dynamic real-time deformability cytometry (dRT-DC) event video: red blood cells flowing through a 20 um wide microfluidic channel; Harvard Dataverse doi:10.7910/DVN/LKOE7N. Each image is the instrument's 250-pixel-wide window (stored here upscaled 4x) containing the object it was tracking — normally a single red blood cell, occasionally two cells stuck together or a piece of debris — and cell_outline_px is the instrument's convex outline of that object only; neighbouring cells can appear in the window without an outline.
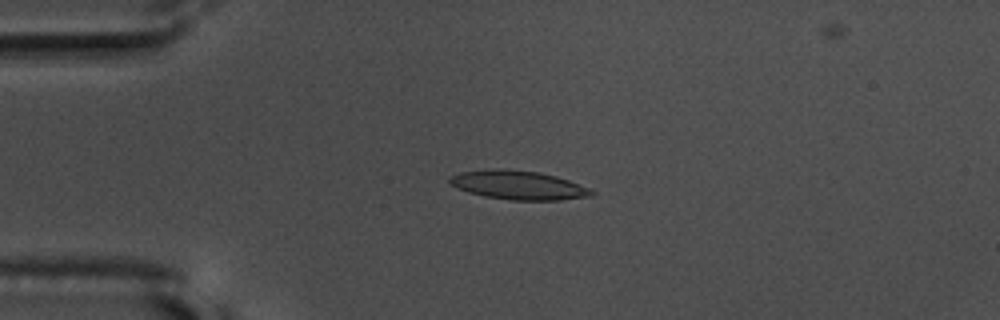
{"species": "common noctule bat (a hibernating species)", "species_latin": "Nyctalus noctula", "temperature_condition": "warm", "stored_images_in_passage": 56, "camera_frame_rate_fps": 3000, "um_per_image_px": 0.085, "animal": {"sex": "male", "body_mass_g": 17.5, "forearm_length_mm": 52.3}, "frame": {"image": 1, "passage_image": 14, "time_ms": 4.333, "image_size_px": [1000, 320], "cell_outline_px": [[596, 192], [592, 196], [560, 200], [512, 200], [484, 196], [468, 192], [448, 184], [448, 176], [460, 172], [496, 168], [504, 168], [536, 172], [556, 176], [592, 188]], "centroid_in_image_um": [44.06, 15.73], "position_along_channel_um": 40.9, "area_um2": 24.1}}
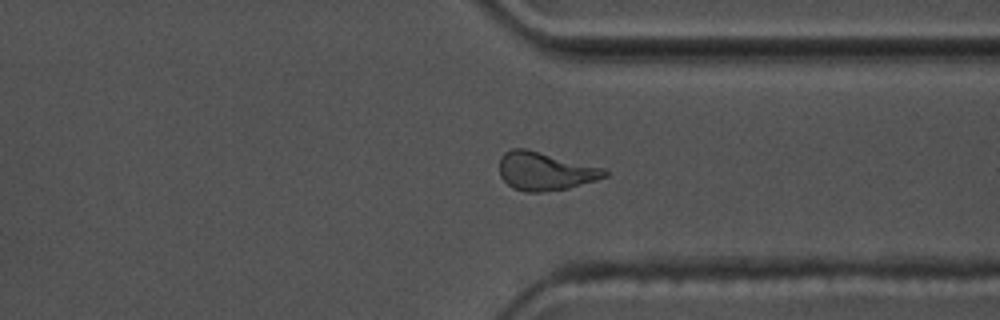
{"frame": {"image": 2, "passage_image": 43, "time_ms": 14.0, "image_size_px": [1000, 320], "cell_outline_px": [[608, 176], [596, 180], [568, 188], [540, 192], [524, 192], [512, 188], [500, 176], [500, 156], [504, 152], [512, 148], [528, 148], [604, 168], [608, 172]], "centroid_in_image_um": [46.32, 14.54], "position_along_channel_um": 365.1, "area_um2": 23.64}}
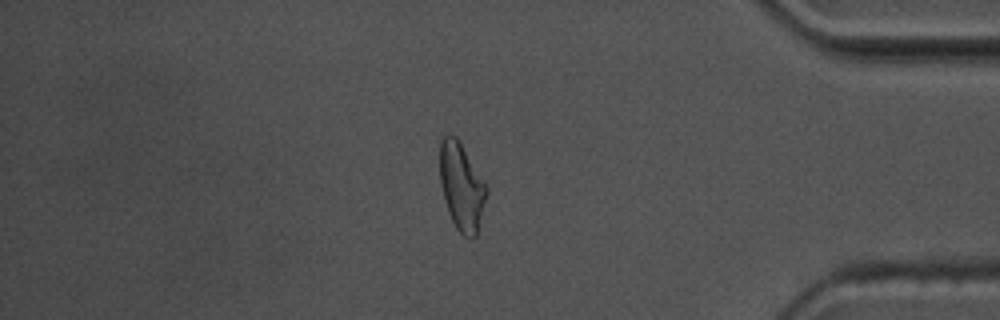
{"frame": {"image": 3, "passage_image": 48, "time_ms": 15.667, "image_size_px": [1000, 320], "cell_outline_px": [[488, 192], [476, 236], [464, 236], [456, 228], [448, 212], [444, 200], [440, 184], [440, 140], [444, 136], [456, 136], [488, 188]], "centroid_in_image_um": [39.22, 15.87], "position_along_channel_um": 396.0, "area_um2": 23.41}, "authors_computed_cell_mechanics": {"area_um2": 22.8888, "velocity_mm_per_s": 3.6429, "shape_relaxation_time_tau1_ms": null, "shape_relaxation_time_tau2_ms": 4.351, "deformation_change_tau1": null, "deformation_change_tau2": 0.1345}}